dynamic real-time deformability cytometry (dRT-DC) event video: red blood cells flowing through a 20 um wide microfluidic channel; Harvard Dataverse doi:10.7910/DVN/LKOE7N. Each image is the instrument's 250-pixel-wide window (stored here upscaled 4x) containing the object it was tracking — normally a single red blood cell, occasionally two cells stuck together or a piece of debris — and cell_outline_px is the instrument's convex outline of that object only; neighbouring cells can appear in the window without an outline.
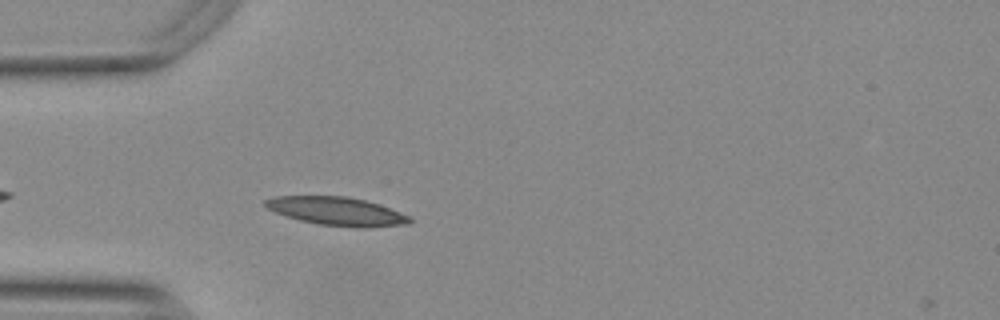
{"species": "Egyptian fruit bat (a non-hibernating species)", "species_latin": "Rousettus aegyptiacus", "temperature_condition": "warm", "stored_images_in_passage": 27, "camera_frame_rate_fps": 3000, "um_per_image_px": 0.085, "animal": {"sex": "female"}, "frame": {"image": 1, "passage_image": 3, "time_ms": 0.667, "image_size_px": [1000, 320], "cell_outline_px": [[412, 220], [408, 224], [368, 228], [356, 228], [320, 224], [300, 220], [276, 212], [268, 208], [264, 204], [264, 200], [272, 196], [348, 196], [380, 204], [412, 216]], "centroid_in_image_um": [28.69, 17.95], "position_along_channel_um": 56.3, "area_um2": 24.04}}
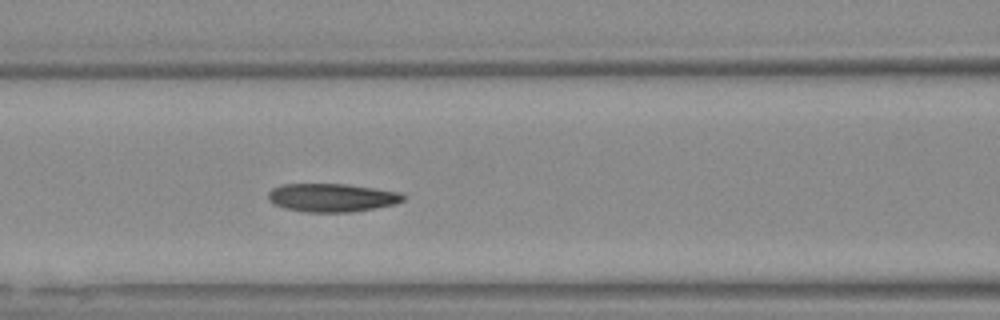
{"frame": {"image": 2, "passage_image": 10, "time_ms": 3.0, "image_size_px": [1000, 320], "cell_outline_px": [[404, 200], [396, 204], [352, 212], [304, 212], [284, 208], [272, 204], [268, 200], [268, 192], [272, 188], [280, 184], [344, 184], [404, 192]], "centroid_in_image_um": [28.2, 16.8], "position_along_channel_um": 138.4, "area_um2": 22.54}}
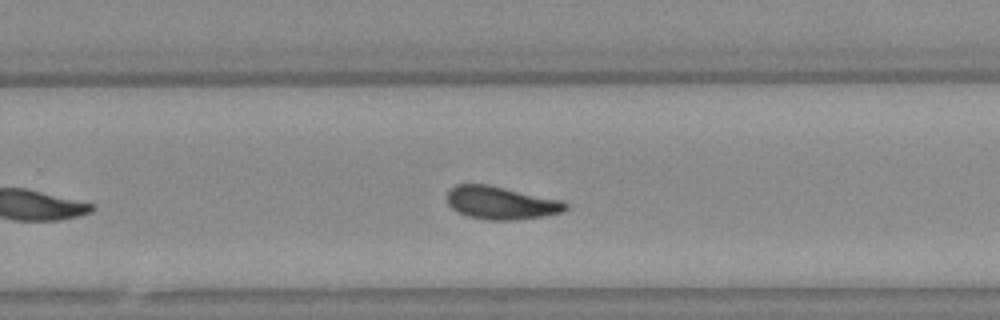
{"frame": {"image": 3, "passage_image": 22, "time_ms": 7.0, "image_size_px": [1000, 320], "cell_outline_px": [[568, 208], [560, 212], [544, 216], [512, 220], [488, 220], [468, 216], [452, 208], [448, 204], [448, 188], [456, 184], [488, 184], [564, 200], [568, 204]], "centroid_in_image_um": [42.6, 17.23], "position_along_channel_um": 287.2, "area_um2": 22.83}, "authors_computed_cell_mechanics": {"area_um2": 22.542, "velocity_mm_per_s": 3.7306, "shape_relaxation_time_tau1_ms": 6.2354, "shape_relaxation_time_tau2_ms": 2.0936, "deformation_change_tau1": 0.2041, "deformation_change_tau2": 0.0917}}